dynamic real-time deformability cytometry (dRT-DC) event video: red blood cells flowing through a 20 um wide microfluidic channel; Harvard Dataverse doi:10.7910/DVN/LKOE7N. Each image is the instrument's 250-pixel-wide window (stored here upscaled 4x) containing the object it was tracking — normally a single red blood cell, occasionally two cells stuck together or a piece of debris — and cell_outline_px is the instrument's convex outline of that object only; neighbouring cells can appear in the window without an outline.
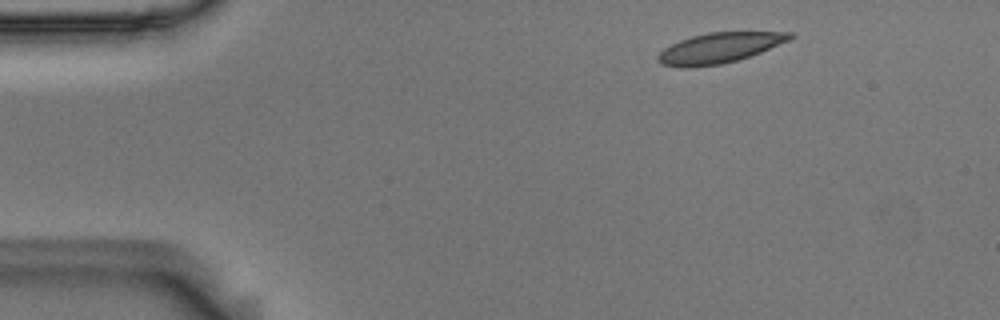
{"species": "Egyptian fruit bat (a non-hibernating species)", "species_latin": "Rousettus aegyptiacus", "temperature_condition": "room temperature", "stored_images_in_passage": 4, "segment_of_instrument_passage": [1, 2], "camera_frame_rate_fps": 3000, "um_per_image_px": 0.085, "animal": {"sex": "male"}, "frame": {"image": 1, "passage_image": 1, "time_ms": 0.0, "image_size_px": [1000, 320], "cell_outline_px": [[796, 36], [788, 40], [760, 52], [736, 60], [720, 64], [688, 68], [664, 64], [656, 56], [664, 48], [680, 40], [692, 36], [708, 32], [792, 32]], "centroid_in_image_um": [61.15, 4.06], "position_along_channel_um": 23.9, "area_um2": 22.83}}